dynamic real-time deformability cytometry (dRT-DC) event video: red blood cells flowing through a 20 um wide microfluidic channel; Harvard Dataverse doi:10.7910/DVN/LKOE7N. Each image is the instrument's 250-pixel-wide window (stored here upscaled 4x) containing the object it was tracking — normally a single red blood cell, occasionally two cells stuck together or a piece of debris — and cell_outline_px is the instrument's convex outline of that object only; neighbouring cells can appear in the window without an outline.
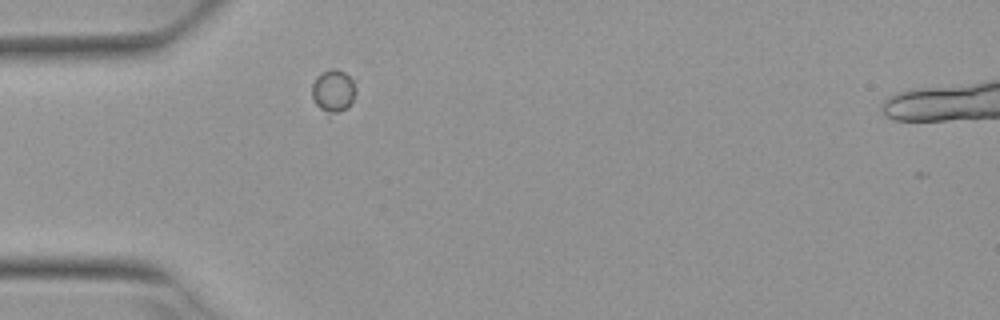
{"species": "Egyptian fruit bat (a non-hibernating species)", "species_latin": "Rousettus aegyptiacus", "temperature_condition": "warm", "stored_images_in_passage": 2, "camera_frame_rate_fps": 3000, "um_per_image_px": 0.085, "animal": {"sex": "female"}, "frame": {"image": 1, "passage_image": 2, "time_ms": 0.333, "image_size_px": [1000, 320], "cell_outline_px": [[356, 92], [352, 100], [340, 112], [328, 120], [316, 104], [312, 96], [312, 84], [316, 76], [332, 68], [344, 72], [352, 80], [356, 88]], "centroid_in_image_um": [28.29, 7.81], "position_along_channel_um": 56.7, "area_um2": 11.1}}